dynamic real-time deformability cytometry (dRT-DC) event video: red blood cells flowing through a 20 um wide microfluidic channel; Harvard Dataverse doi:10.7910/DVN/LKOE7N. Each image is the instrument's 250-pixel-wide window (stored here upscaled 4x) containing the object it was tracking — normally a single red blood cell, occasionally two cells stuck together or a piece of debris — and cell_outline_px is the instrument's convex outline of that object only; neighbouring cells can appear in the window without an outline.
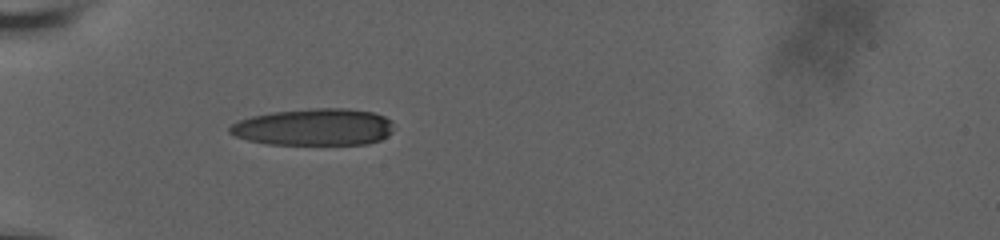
{"species": "human", "species_latin": "Homo sapiens", "temperature_condition": "room temperature", "stored_images_in_passage": 11, "camera_frame_rate_fps": 3000, "um_per_image_px": 0.085, "donor": {"sex": "male"}, "frame": {"image": 1, "passage_image": 1, "time_ms": 0.0, "image_size_px": [1000, 240], "cell_outline_px": [[392, 132], [388, 136], [380, 140], [368, 144], [268, 144], [248, 140], [236, 136], [228, 132], [228, 128], [232, 124], [240, 120], [252, 116], [272, 112], [308, 108], [348, 108], [372, 112], [384, 116], [392, 120]], "centroid_in_image_um": [26.71, 10.8], "position_along_channel_um": 58.3, "area_um2": 35.43}}
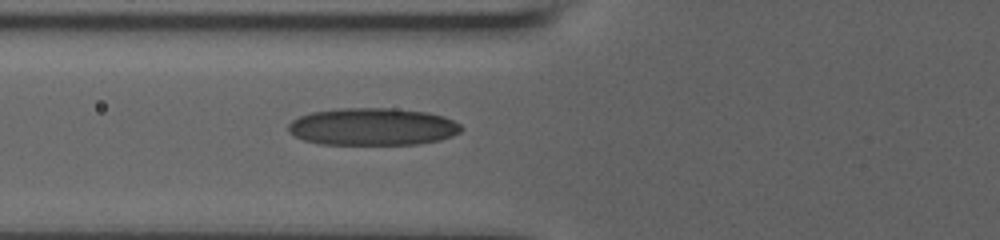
{"frame": {"image": 2, "passage_image": 8, "time_ms": 1.333, "image_size_px": [1000, 240], "cell_outline_px": [[464, 128], [460, 132], [452, 136], [440, 140], [420, 144], [320, 144], [304, 140], [288, 132], [288, 124], [292, 120], [300, 116], [312, 112], [340, 108], [396, 108], [428, 112], [444, 116], [460, 124]], "centroid_in_image_um": [31.7, 10.76], "position_along_channel_um": 94.1, "area_um2": 37.86}}